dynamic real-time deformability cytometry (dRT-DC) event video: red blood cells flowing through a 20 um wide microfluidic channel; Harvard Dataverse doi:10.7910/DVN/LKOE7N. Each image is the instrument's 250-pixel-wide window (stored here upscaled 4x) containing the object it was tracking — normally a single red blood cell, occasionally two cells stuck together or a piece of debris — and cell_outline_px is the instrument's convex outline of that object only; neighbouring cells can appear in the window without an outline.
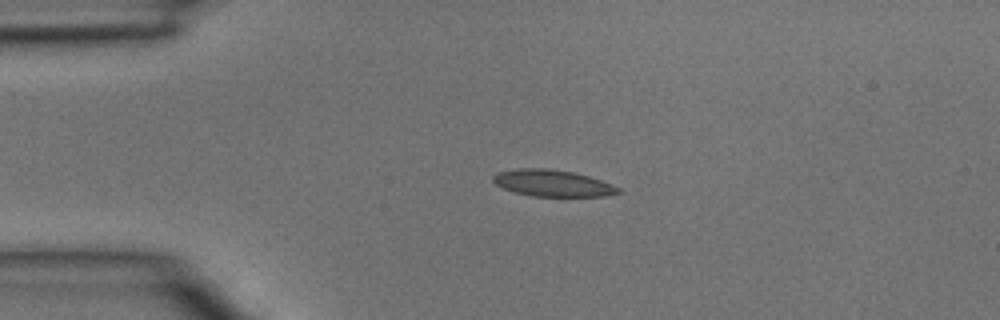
{"species": "common noctule bat (a hibernating species)", "species_latin": "Nyctalus noctula", "temperature_condition": "room temperature", "stored_images_in_passage": 2, "camera_frame_rate_fps": 3000, "um_per_image_px": 0.085, "animal": {"sex": "male", "body_mass_g": 15.6}, "frame": {"image": 1, "passage_image": 1, "time_ms": 0.0, "image_size_px": [1000, 320], "cell_outline_px": [[620, 192], [604, 196], [532, 196], [516, 192], [504, 188], [496, 184], [492, 180], [492, 176], [496, 172], [516, 168], [548, 168], [572, 172], [588, 176], [600, 180], [620, 188]], "centroid_in_image_um": [46.92, 15.55], "position_along_channel_um": 38.1, "area_um2": 19.25}}